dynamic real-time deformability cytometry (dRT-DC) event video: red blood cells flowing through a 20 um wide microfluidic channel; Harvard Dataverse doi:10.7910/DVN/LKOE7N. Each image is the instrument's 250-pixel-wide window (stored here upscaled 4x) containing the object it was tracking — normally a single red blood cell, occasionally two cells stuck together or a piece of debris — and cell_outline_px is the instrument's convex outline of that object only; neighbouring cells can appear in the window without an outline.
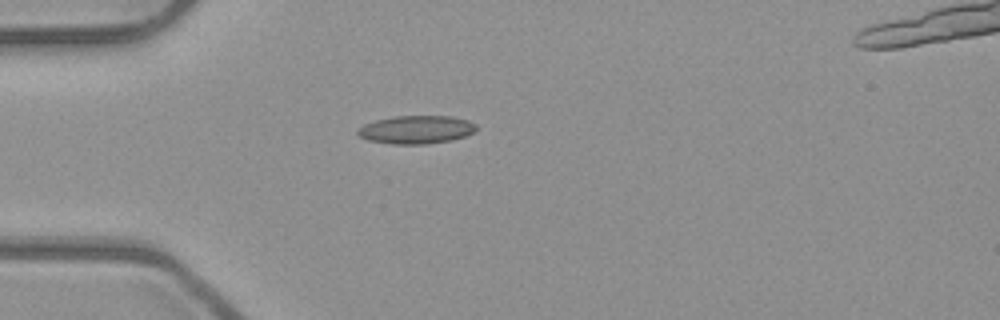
{"species": "common noctule bat (a hibernating species)", "species_latin": "Nyctalus noctula", "temperature_condition": "room temperature", "stored_images_in_passage": 2, "camera_frame_rate_fps": 3000, "um_per_image_px": 0.085, "animal": {"sex": "male", "body_mass_g": 23.1, "forearm_length_mm": 52.7}, "frame": {"image": 1, "passage_image": 1, "time_ms": 0.0, "image_size_px": [1000, 320], "cell_outline_px": [[476, 128], [472, 132], [464, 136], [452, 140], [428, 144], [392, 144], [368, 140], [360, 136], [356, 132], [364, 124], [376, 120], [396, 116], [452, 116], [468, 120], [476, 124]], "centroid_in_image_um": [35.39, 11.02], "position_along_channel_um": 49.6, "area_um2": 19.36}}